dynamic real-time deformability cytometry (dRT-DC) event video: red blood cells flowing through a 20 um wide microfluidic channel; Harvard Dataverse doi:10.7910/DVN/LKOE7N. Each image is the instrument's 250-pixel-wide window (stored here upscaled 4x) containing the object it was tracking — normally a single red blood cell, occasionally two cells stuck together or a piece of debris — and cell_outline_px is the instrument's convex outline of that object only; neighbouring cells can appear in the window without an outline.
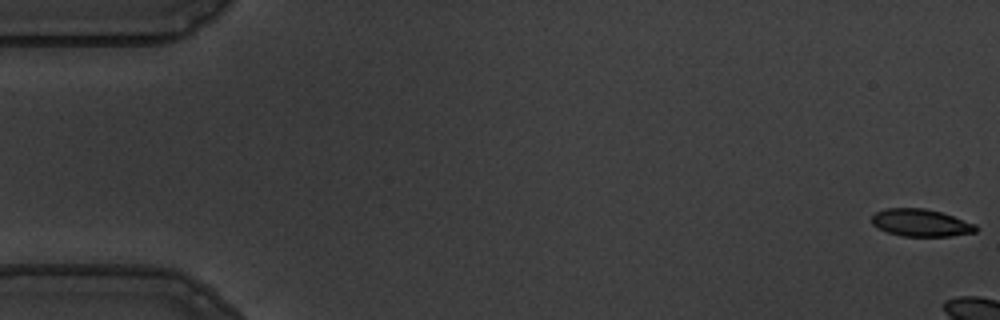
{"species": "common noctule bat (a hibernating species)", "species_latin": "Nyctalus noctula", "temperature_condition": "warm", "stored_images_in_passage": 7, "camera_frame_rate_fps": 3000, "um_per_image_px": 0.085, "animal": {"sex": "male", "body_mass_g": 19.5, "forearm_length_mm": 54.6}, "frame": {"image": 1, "passage_image": 1, "time_ms": 0.0, "image_size_px": [1000, 320], "cell_outline_px": [[976, 232], [952, 236], [900, 236], [888, 232], [872, 224], [872, 216], [876, 212], [884, 208], [924, 208], [940, 212], [976, 224]], "centroid_in_image_um": [78.26, 18.94], "position_along_channel_um": 6.7, "area_um2": 16.47}}